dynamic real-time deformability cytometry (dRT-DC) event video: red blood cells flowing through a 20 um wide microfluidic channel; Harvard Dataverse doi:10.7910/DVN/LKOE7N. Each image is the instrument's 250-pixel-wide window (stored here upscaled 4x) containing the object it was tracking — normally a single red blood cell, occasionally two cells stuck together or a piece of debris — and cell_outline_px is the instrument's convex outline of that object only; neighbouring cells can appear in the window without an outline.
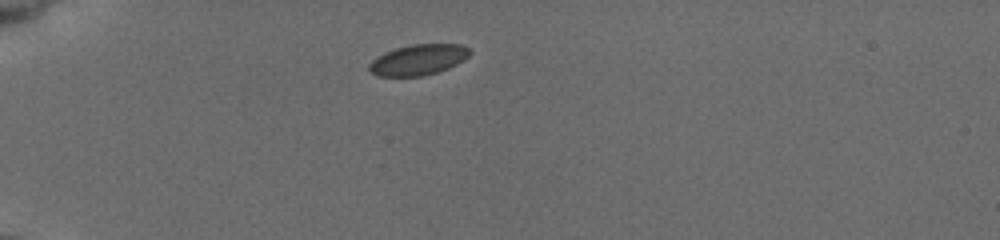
{"species": "common noctule bat (a hibernating species)", "species_latin": "Nyctalus noctula", "temperature_condition": "cold", "stored_images_in_passage": 46, "camera_frame_rate_fps": 3000, "um_per_image_px": 0.085, "animal": {"sex": "female", "body_mass_g": 19.5, "forearm_length_mm": 54.1}, "frame": {"image": 1, "passage_image": 1, "time_ms": 0.0, "image_size_px": [1000, 240], "cell_outline_px": [[472, 52], [464, 60], [448, 68], [424, 76], [376, 76], [368, 68], [368, 64], [376, 56], [384, 52], [396, 48], [412, 44], [460, 44], [468, 48]], "centroid_in_image_um": [35.53, 5.08], "position_along_channel_um": 49.5, "area_um2": 18.03}}
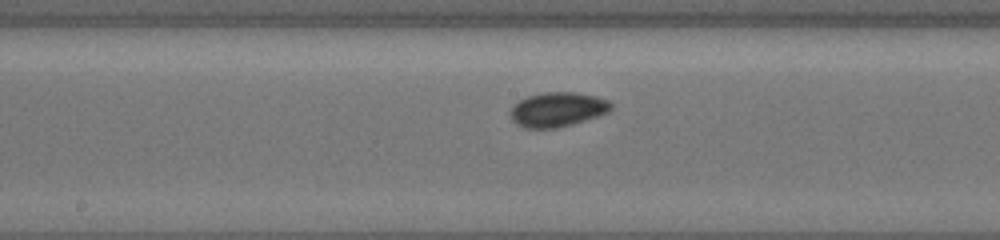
{"frame": {"image": 2, "passage_image": 28, "time_ms": 5.0, "image_size_px": [1000, 240], "cell_outline_px": [[612, 108], [608, 112], [600, 116], [556, 128], [524, 128], [516, 124], [512, 120], [508, 112], [520, 100], [528, 96], [544, 92], [576, 92], [596, 96], [608, 100], [612, 104]], "centroid_in_image_um": [47.39, 9.31], "position_along_channel_um": 200.8, "area_um2": 20.29}}
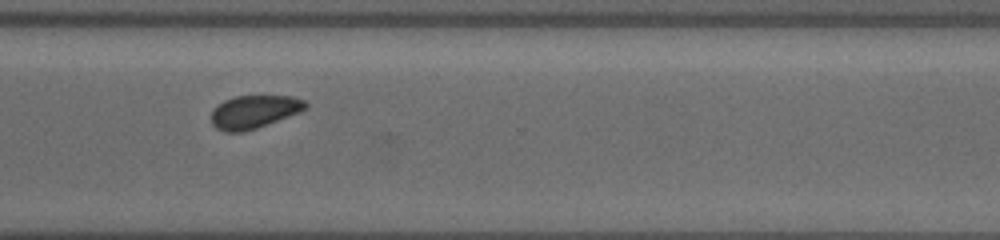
{"frame": {"image": 3, "passage_image": 45, "time_ms": 9.0, "image_size_px": [1000, 240], "cell_outline_px": [[308, 108], [300, 112], [256, 128], [240, 132], [224, 132], [216, 128], [212, 124], [212, 108], [224, 100], [236, 96], [292, 96], [304, 100], [308, 104]], "centroid_in_image_um": [21.59, 9.49], "position_along_channel_um": 349.0, "area_um2": 18.15}}